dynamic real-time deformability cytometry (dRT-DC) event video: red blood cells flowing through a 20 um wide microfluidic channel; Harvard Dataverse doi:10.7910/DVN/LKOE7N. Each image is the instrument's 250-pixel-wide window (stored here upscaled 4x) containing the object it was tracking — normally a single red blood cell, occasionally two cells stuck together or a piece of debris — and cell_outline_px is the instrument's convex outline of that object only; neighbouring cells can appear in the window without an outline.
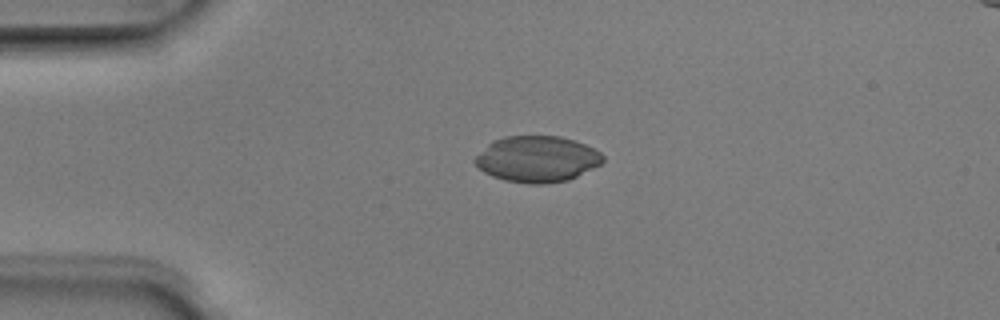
{"species": "Egyptian fruit bat (a non-hibernating species)", "species_latin": "Rousettus aegyptiacus", "temperature_condition": "room temperature", "stored_images_in_passage": 3, "camera_frame_rate_fps": 3000, "um_per_image_px": 0.085, "animal": {"sex": "male"}, "frame": {"image": 1, "passage_image": 2, "time_ms": 0.333, "image_size_px": [1000, 320], "cell_outline_px": [[604, 160], [600, 164], [568, 180], [544, 184], [528, 184], [504, 180], [492, 176], [484, 172], [472, 160], [488, 144], [504, 136], [560, 136], [584, 144], [600, 152], [604, 156]], "centroid_in_image_um": [45.64, 13.52], "position_along_channel_um": 39.4, "area_um2": 34.1}}